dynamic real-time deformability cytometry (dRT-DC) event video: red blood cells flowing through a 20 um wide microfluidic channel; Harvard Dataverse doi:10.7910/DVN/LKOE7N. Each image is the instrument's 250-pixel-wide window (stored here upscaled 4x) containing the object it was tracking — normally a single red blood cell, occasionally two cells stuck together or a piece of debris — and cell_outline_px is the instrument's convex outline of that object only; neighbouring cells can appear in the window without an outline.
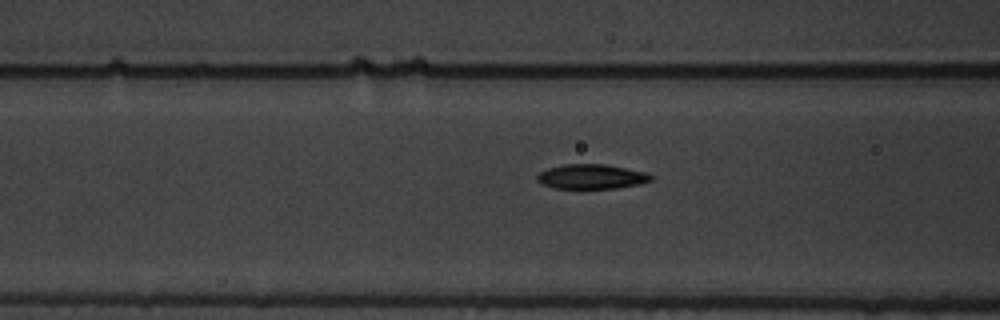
{"species": "common noctule bat (a hibernating species)", "species_latin": "Nyctalus noctula", "temperature_condition": "warm", "stored_images_in_passage": 13, "camera_frame_rate_fps": 3000, "um_per_image_px": 0.085, "animal": {"sex": "male", "body_mass_g": 19.5, "forearm_length_mm": 54.6}, "frame": {"image": 1, "passage_image": 11, "time_ms": 3.333, "image_size_px": [1000, 320], "cell_outline_px": [[652, 180], [640, 184], [616, 188], [552, 188], [536, 180], [536, 176], [540, 172], [548, 168], [564, 164], [604, 164], [644, 172], [652, 176]], "centroid_in_image_um": [50.24, 15.01], "position_along_channel_um": 116.4, "area_um2": 16.18}}